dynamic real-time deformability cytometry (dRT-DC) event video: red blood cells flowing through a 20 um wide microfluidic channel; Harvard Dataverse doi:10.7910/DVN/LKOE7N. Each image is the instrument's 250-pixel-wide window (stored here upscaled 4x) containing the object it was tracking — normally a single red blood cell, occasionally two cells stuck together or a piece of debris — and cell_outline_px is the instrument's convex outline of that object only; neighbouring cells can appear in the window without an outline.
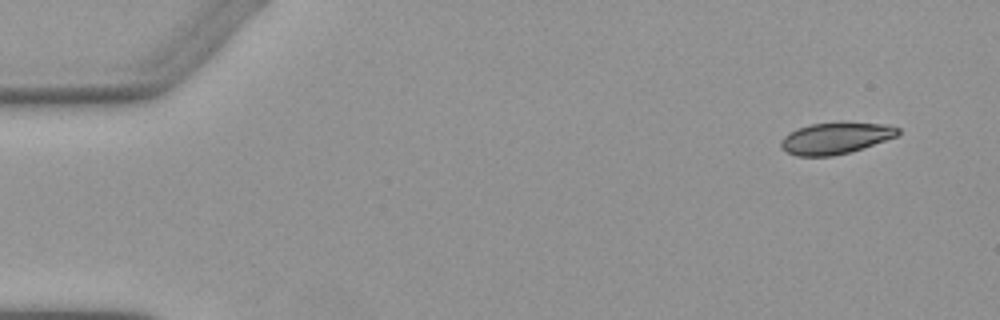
{"species": "Egyptian fruit bat (a non-hibernating species)", "species_latin": "Rousettus aegyptiacus", "temperature_condition": "warm", "stored_images_in_passage": 5, "camera_frame_rate_fps": 3000, "um_per_image_px": 0.085, "animal": {"sex": "female"}, "frame": {"image": 1, "passage_image": 1, "time_ms": 0.0, "image_size_px": [1000, 320], "cell_outline_px": [[900, 136], [848, 152], [832, 156], [796, 156], [780, 148], [780, 140], [788, 132], [796, 128], [812, 124], [888, 124], [900, 128]], "centroid_in_image_um": [71.0, 11.77], "position_along_channel_um": 14.0, "area_um2": 21.1}}
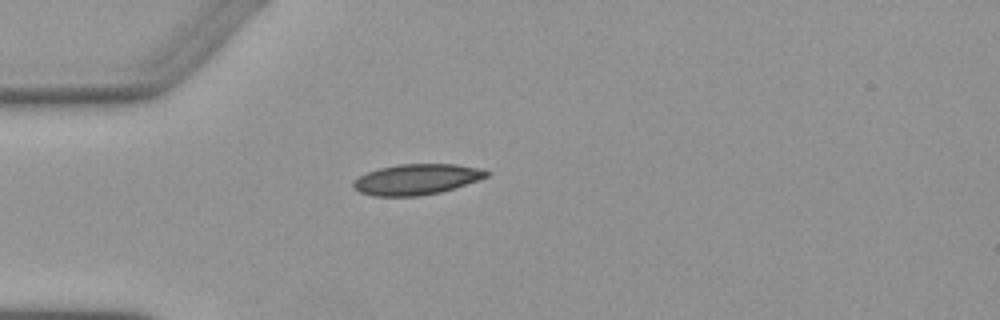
{"frame": {"image": 2, "passage_image": 4, "time_ms": 3.667, "image_size_px": [1000, 320], "cell_outline_px": [[488, 176], [440, 192], [416, 196], [372, 196], [360, 192], [352, 188], [352, 180], [368, 172], [380, 168], [400, 164], [456, 164], [480, 168], [488, 172]], "centroid_in_image_um": [35.34, 15.24], "position_along_channel_um": 49.7, "area_um2": 23.52}}